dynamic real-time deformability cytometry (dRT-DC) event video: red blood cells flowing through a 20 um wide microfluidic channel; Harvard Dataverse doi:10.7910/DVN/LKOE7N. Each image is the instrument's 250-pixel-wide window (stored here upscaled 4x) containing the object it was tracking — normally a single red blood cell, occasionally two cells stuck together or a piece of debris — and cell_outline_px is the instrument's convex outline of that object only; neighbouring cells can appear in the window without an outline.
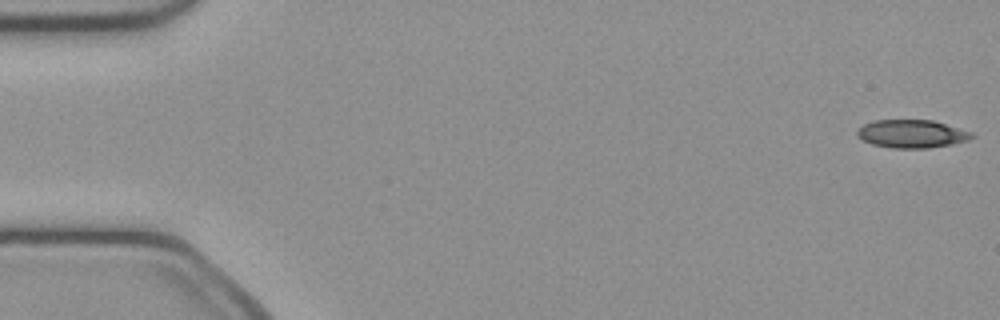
{"species": "common noctule bat (a hibernating species)", "species_latin": "Nyctalus noctula", "temperature_condition": "cold", "stored_images_in_passage": 50, "camera_frame_rate_fps": 3000, "um_per_image_px": 0.085, "animal": {"sex": "female", "body_mass_g": 21.9}, "frame": {"image": 1, "passage_image": 1, "time_ms": 0.0, "image_size_px": [1000, 320], "cell_outline_px": [[976, 136], [968, 140], [952, 144], [928, 148], [892, 148], [872, 144], [856, 136], [856, 132], [864, 124], [876, 120], [932, 120], [972, 132]], "centroid_in_image_um": [77.51, 11.38], "position_along_channel_um": 7.5, "area_um2": 18.67}}
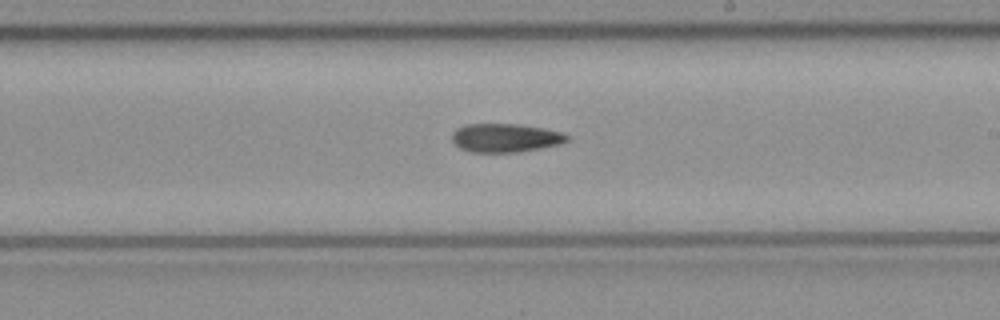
{"frame": {"image": 2, "passage_image": 29, "time_ms": 9.333, "image_size_px": [1000, 320], "cell_outline_px": [[568, 140], [560, 144], [520, 152], [472, 152], [460, 148], [452, 140], [452, 132], [456, 128], [464, 124], [516, 124], [544, 128], [564, 132], [568, 136]], "centroid_in_image_um": [42.95, 11.71], "position_along_channel_um": 246.0, "area_um2": 19.25}}
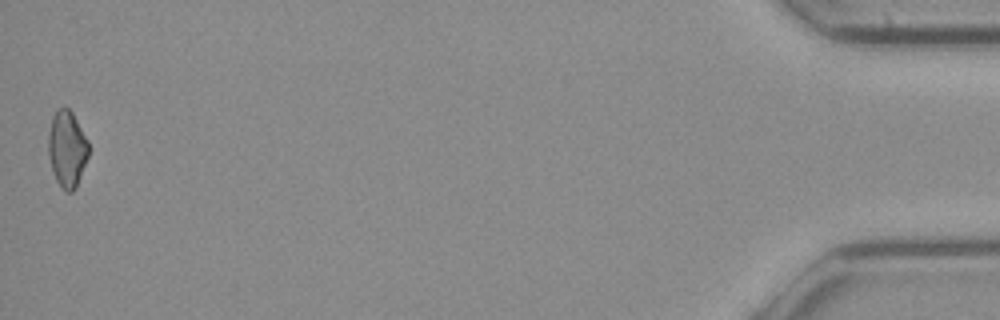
{"frame": {"image": 3, "passage_image": 50, "time_ms": 16.333, "image_size_px": [1000, 320], "cell_outline_px": [[88, 156], [76, 188], [72, 192], [64, 192], [56, 180], [52, 172], [48, 156], [48, 132], [52, 116], [64, 104], [72, 112], [88, 140]], "centroid_in_image_um": [5.68, 12.66], "position_along_channel_um": 429.5, "area_um2": 18.15}, "authors_computed_cell_mechanics": {"area_um2": 19.2185, "velocity_mm_per_s": 4.0556, "shape_relaxation_time_tau1_ms": null, "shape_relaxation_time_tau2_ms": 10.9687, "deformation_change_tau1": null, "deformation_change_tau2": 0.2503}}